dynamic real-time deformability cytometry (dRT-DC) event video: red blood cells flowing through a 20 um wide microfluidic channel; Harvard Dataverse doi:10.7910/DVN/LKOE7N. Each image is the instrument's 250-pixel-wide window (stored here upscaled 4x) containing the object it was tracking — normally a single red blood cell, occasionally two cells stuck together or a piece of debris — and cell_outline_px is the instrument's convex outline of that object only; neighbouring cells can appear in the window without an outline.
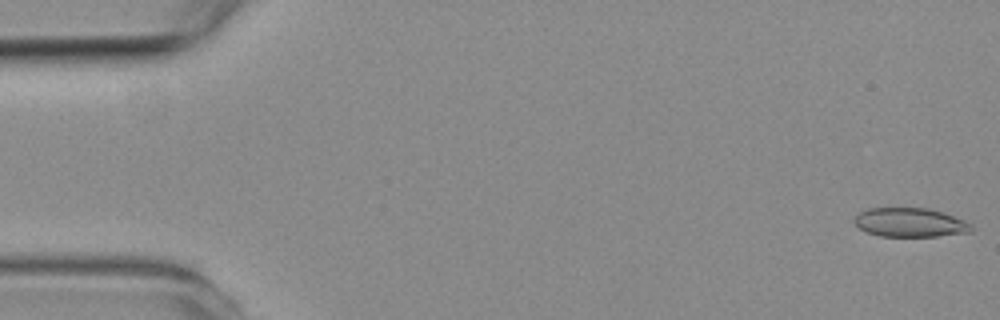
{"species": "common noctule bat (a hibernating species)", "species_latin": "Nyctalus noctula", "temperature_condition": "room temperature", "stored_images_in_passage": 5, "camera_frame_rate_fps": 3000, "um_per_image_px": 0.085, "animal": {"sex": "female", "body_mass_g": 19.3, "forearm_length_mm": 54.1}, "frame": {"image": 1, "passage_image": 1, "time_ms": 0.0, "image_size_px": [1000, 320], "cell_outline_px": [[972, 232], [936, 236], [880, 236], [868, 232], [860, 228], [852, 220], [860, 212], [868, 208], [928, 208], [944, 212], [964, 220], [972, 224]], "centroid_in_image_um": [77.38, 18.9], "position_along_channel_um": 7.6, "area_um2": 19.77}}
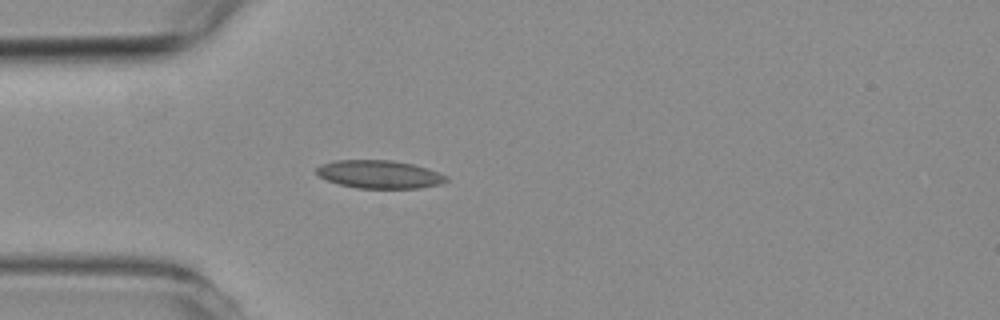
{"frame": {"image": 2, "passage_image": 5, "time_ms": 4.667, "image_size_px": [1000, 320], "cell_outline_px": [[448, 180], [440, 184], [416, 188], [356, 188], [340, 184], [328, 180], [320, 176], [316, 172], [316, 168], [320, 164], [332, 160], [392, 160], [412, 164], [448, 176]], "centroid_in_image_um": [32.21, 14.81], "position_along_channel_um": 52.8, "area_um2": 21.04}}